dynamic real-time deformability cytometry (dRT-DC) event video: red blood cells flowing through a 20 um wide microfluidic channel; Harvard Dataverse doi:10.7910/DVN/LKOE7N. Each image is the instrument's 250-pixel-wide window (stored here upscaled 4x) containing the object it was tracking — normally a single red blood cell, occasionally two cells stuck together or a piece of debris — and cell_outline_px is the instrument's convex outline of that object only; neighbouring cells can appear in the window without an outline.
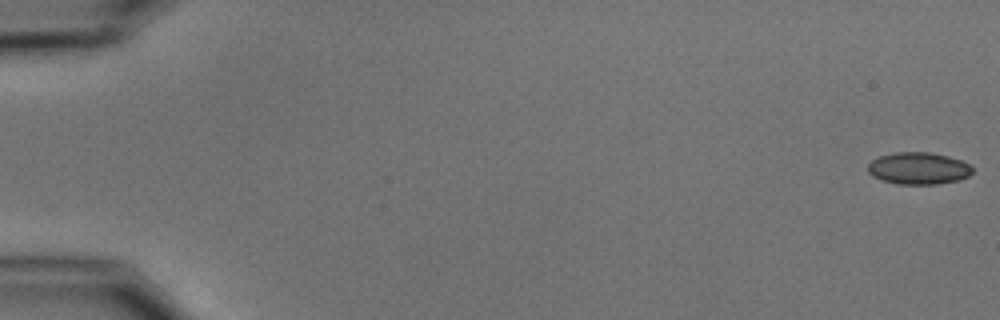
{"species": "common noctule bat (a hibernating species)", "species_latin": "Nyctalus noctula", "temperature_condition": "cold", "stored_images_in_passage": 6, "camera_frame_rate_fps": 3000, "um_per_image_px": 0.085, "animal": {"sex": "male", "body_mass_g": 15.6}, "frame": {"image": 1, "passage_image": 1, "time_ms": 0.0, "image_size_px": [1000, 320], "cell_outline_px": [[972, 172], [968, 176], [960, 180], [936, 184], [900, 184], [880, 180], [872, 176], [868, 172], [868, 164], [872, 160], [880, 156], [896, 152], [928, 152], [948, 156], [972, 164]], "centroid_in_image_um": [78.08, 14.31], "position_along_channel_um": 6.9, "area_um2": 19.59}}
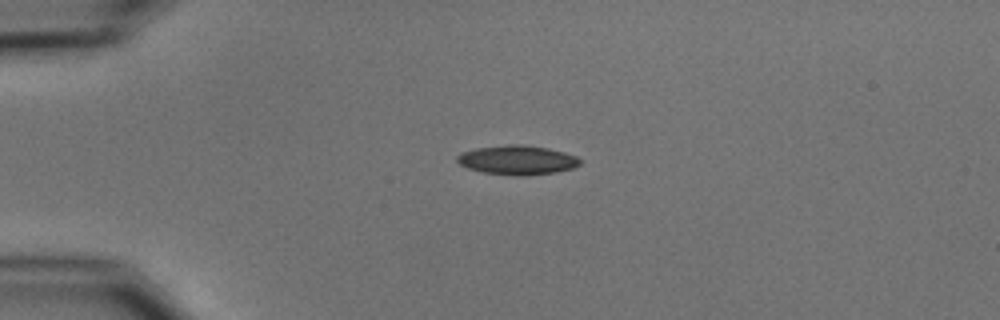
{"frame": {"image": 2, "passage_image": 4, "time_ms": 4.333, "image_size_px": [1000, 320], "cell_outline_px": [[584, 160], [580, 164], [572, 168], [556, 172], [524, 176], [520, 176], [480, 172], [468, 168], [460, 164], [456, 160], [456, 156], [460, 152], [476, 148], [512, 144], [520, 144], [548, 148], [564, 152], [576, 156]], "centroid_in_image_um": [43.97, 13.6], "position_along_channel_um": 41.0, "area_um2": 21.1}}